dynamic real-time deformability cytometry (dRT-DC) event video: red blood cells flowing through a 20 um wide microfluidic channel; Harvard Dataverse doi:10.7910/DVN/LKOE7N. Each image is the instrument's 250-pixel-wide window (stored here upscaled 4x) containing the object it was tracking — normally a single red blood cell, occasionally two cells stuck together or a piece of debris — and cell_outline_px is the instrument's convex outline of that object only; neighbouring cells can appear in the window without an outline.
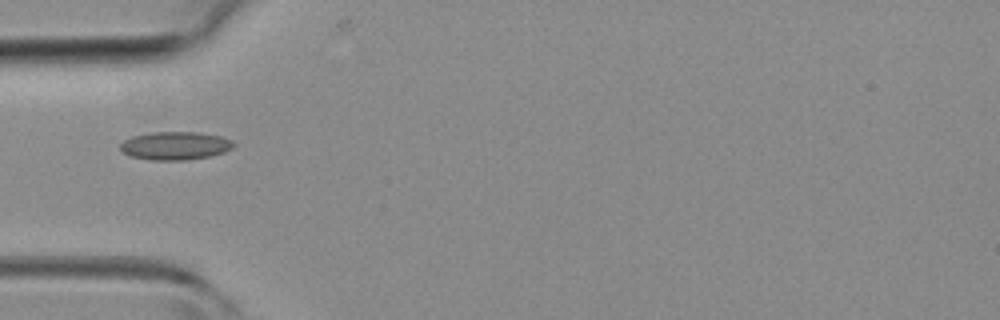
{"species": "common noctule bat (a hibernating species)", "species_latin": "Nyctalus noctula", "temperature_condition": "room temperature", "stored_images_in_passage": 32, "camera_frame_rate_fps": 3000, "um_per_image_px": 0.085, "animal": {"sex": "female", "body_mass_g": 19.3, "forearm_length_mm": 54.1}, "frame": {"image": 1, "passage_image": 1, "time_ms": 0.0, "image_size_px": [1000, 320], "cell_outline_px": [[236, 144], [232, 148], [224, 152], [212, 156], [188, 160], [148, 160], [132, 156], [124, 152], [120, 148], [120, 144], [124, 140], [132, 136], [152, 132], [196, 132], [220, 136], [232, 140]], "centroid_in_image_um": [14.92, 12.39], "position_along_channel_um": 70.1, "area_um2": 18.67}}
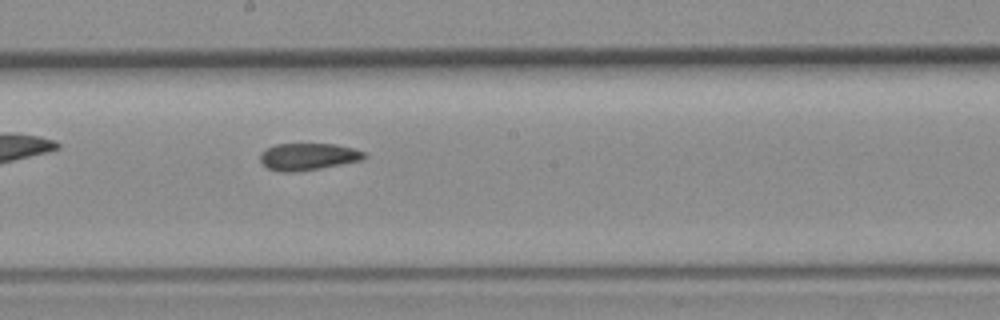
{"frame": {"image": 2, "passage_image": 11, "time_ms": 3.333, "image_size_px": [1000, 320], "cell_outline_px": [[368, 156], [360, 160], [320, 168], [296, 172], [276, 172], [268, 168], [260, 160], [260, 156], [268, 148], [276, 144], [332, 144], [352, 148], [364, 152]], "centroid_in_image_um": [26.17, 13.32], "position_along_channel_um": 222.0, "area_um2": 16.13}}
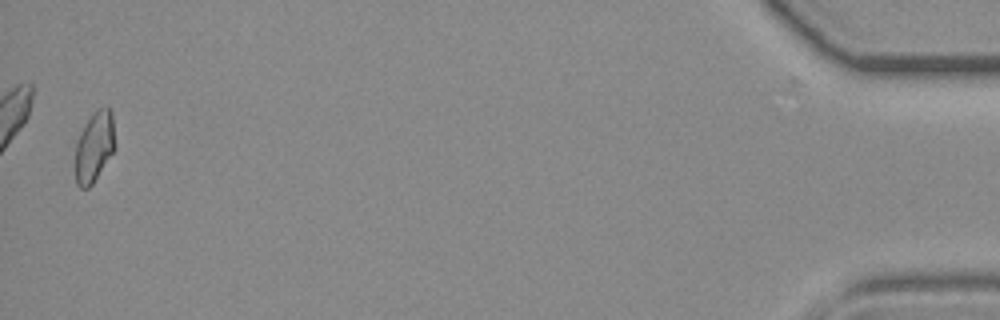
{"frame": {"image": 3, "passage_image": 31, "time_ms": 10.0, "image_size_px": [1000, 320], "cell_outline_px": [[116, 148], [92, 184], [88, 188], [80, 188], [76, 184], [76, 144], [80, 132], [96, 108], [104, 104], [112, 112], [116, 144]], "centroid_in_image_um": [8.05, 12.43], "position_along_channel_um": 427.2, "area_um2": 16.47}}